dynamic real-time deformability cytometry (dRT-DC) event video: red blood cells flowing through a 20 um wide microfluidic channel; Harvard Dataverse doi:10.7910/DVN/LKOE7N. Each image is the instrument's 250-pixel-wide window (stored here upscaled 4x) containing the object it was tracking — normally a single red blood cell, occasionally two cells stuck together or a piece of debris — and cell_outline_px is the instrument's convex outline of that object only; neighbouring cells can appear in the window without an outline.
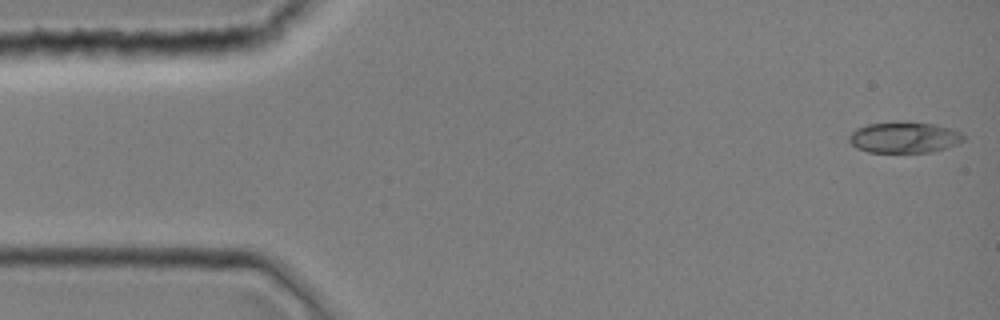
{"species": "common noctule bat (a hibernating species)", "species_latin": "Nyctalus noctula", "temperature_condition": "room temperature", "stored_images_in_passage": 43, "camera_frame_rate_fps": 3000, "um_per_image_px": 0.085, "animal": {"sex": "female", "body_mass_g": 19.0, "forearm_length_mm": 51.5}, "frame": {"image": 1, "passage_image": 1, "time_ms": 0.0, "image_size_px": [1000, 320], "cell_outline_px": [[964, 140], [944, 148], [932, 152], [868, 152], [856, 148], [848, 140], [848, 136], [856, 128], [868, 124], [932, 124], [948, 128], [960, 132], [964, 136]], "centroid_in_image_um": [76.81, 11.72], "position_along_channel_um": 8.2, "area_um2": 19.83}}
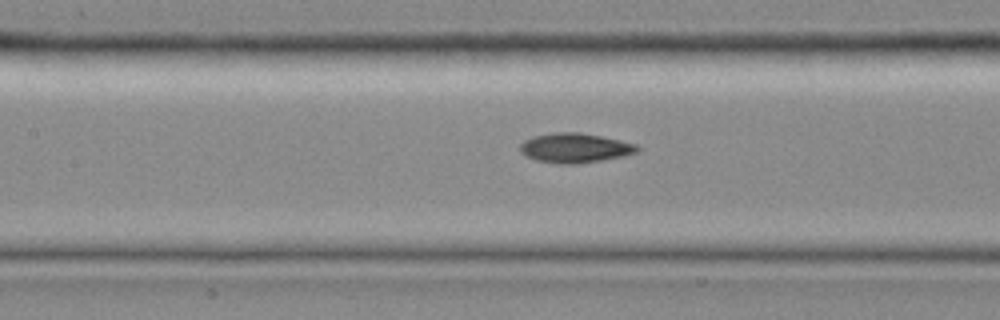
{"frame": {"image": 2, "passage_image": 19, "time_ms": 6.0, "image_size_px": [1000, 320], "cell_outline_px": [[640, 148], [636, 152], [624, 156], [576, 164], [560, 164], [536, 160], [524, 156], [520, 152], [520, 144], [524, 140], [532, 136], [552, 132], [580, 132], [620, 140], [636, 144]], "centroid_in_image_um": [48.82, 12.57], "position_along_channel_um": 158.6, "area_um2": 20.29}}
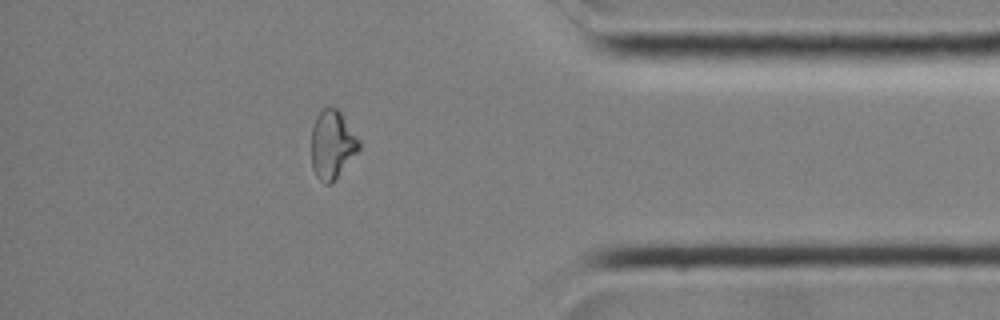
{"frame": {"image": 3, "passage_image": 37, "time_ms": 12.0, "image_size_px": [1000, 320], "cell_outline_px": [[360, 148], [332, 184], [324, 184], [316, 176], [312, 168], [312, 128], [316, 116], [324, 108], [340, 108], [360, 140]], "centroid_in_image_um": [28.26, 12.28], "position_along_channel_um": 406.9, "area_um2": 19.19}}